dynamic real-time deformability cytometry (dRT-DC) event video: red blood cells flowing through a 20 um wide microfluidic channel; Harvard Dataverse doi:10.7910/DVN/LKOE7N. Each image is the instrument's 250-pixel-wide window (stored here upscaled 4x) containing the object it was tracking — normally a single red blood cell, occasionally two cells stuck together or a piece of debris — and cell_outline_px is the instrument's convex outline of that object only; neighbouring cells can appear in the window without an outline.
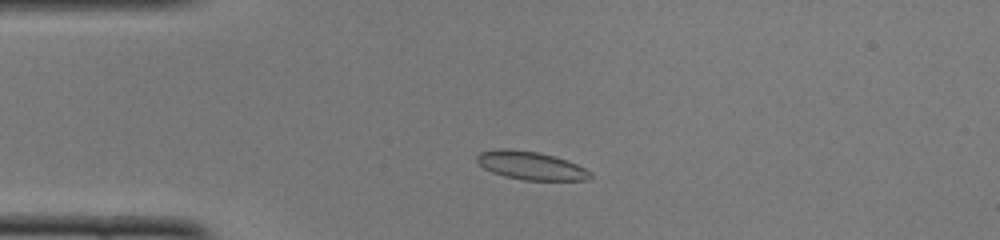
{"species": "common noctule bat (a hibernating species)", "species_latin": "Nyctalus noctula", "temperature_condition": "cold", "stored_images_in_passage": 45, "camera_frame_rate_fps": 3000, "um_per_image_px": 0.085, "animal": {"sex": "female", "body_mass_g": 22.0, "forearm_length_mm": 56.7}, "frame": {"image": 1, "passage_image": 7, "time_ms": 2.0, "image_size_px": [1000, 240], "cell_outline_px": [[592, 176], [588, 180], [524, 180], [504, 176], [492, 172], [484, 168], [476, 160], [476, 156], [480, 152], [500, 148], [508, 148], [540, 152], [556, 156], [568, 160], [592, 172]], "centroid_in_image_um": [45.13, 14.06], "position_along_channel_um": 39.9, "area_um2": 18.84}}
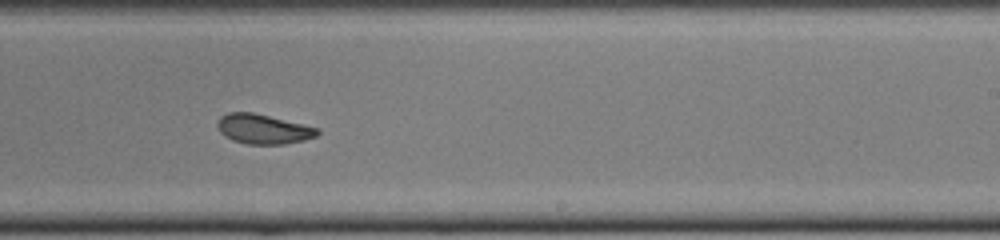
{"frame": {"image": 2, "passage_image": 26, "time_ms": 8.333, "image_size_px": [1000, 240], "cell_outline_px": [[320, 132], [316, 136], [304, 140], [284, 144], [248, 144], [232, 140], [224, 136], [220, 132], [216, 124], [220, 116], [228, 112], [252, 112], [320, 128]], "centroid_in_image_um": [22.36, 10.97], "position_along_channel_um": 266.6, "area_um2": 17.34}}
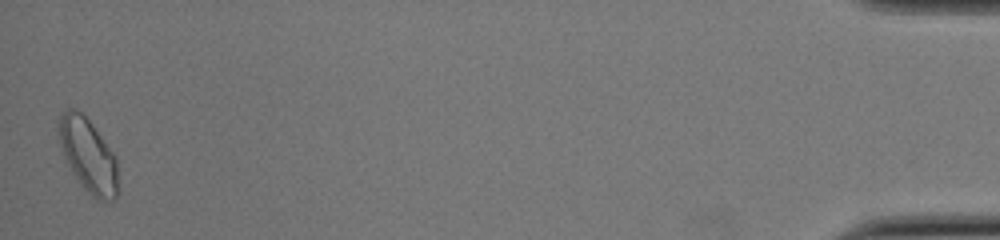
{"frame": {"image": 3, "passage_image": 45, "time_ms": 14.667, "image_size_px": [1000, 240], "cell_outline_px": [[120, 188], [116, 196], [108, 204], [104, 204], [92, 196], [80, 184], [72, 172], [68, 164], [60, 144], [56, 128], [60, 116], [68, 108], [76, 108], [92, 124], [116, 156]], "centroid_in_image_um": [7.53, 13.26], "position_along_channel_um": 427.7, "area_um2": 25.89}, "authors_computed_cell_mechanics": {"area_um2": 18.496, "velocity_mm_per_s": 3.9803, "shape_relaxation_time_tau1_ms": 9.236, "shape_relaxation_time_tau2_ms": 1.1945, "deformation_change_tau1": 0.1507, "deformation_change_tau2": 0.0404}}